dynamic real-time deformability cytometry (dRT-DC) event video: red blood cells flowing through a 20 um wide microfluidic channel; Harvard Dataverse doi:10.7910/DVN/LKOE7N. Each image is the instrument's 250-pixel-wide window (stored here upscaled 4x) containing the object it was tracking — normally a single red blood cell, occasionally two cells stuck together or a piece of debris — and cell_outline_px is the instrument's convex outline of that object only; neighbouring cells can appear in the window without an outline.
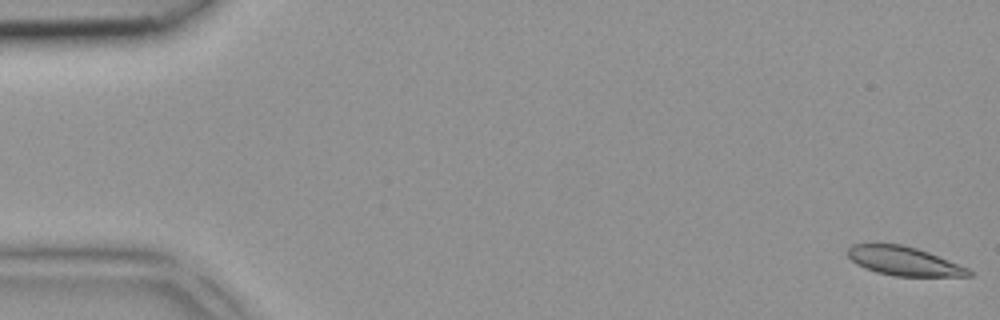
{"species": "common noctule bat (a hibernating species)", "species_latin": "Nyctalus noctula", "temperature_condition": "room temperature", "stored_images_in_passage": 4, "camera_frame_rate_fps": 3000, "um_per_image_px": 0.085, "animal": {"sex": "female", "body_mass_g": 18.4}, "frame": {"image": 1, "passage_image": 1, "time_ms": 0.0, "image_size_px": [1000, 320], "cell_outline_px": [[972, 276], [896, 276], [876, 272], [864, 268], [856, 264], [848, 256], [848, 248], [852, 244], [900, 244], [916, 248], [928, 252], [968, 268], [972, 272]], "centroid_in_image_um": [76.81, 22.2], "position_along_channel_um": 8.2, "area_um2": 20.17}}
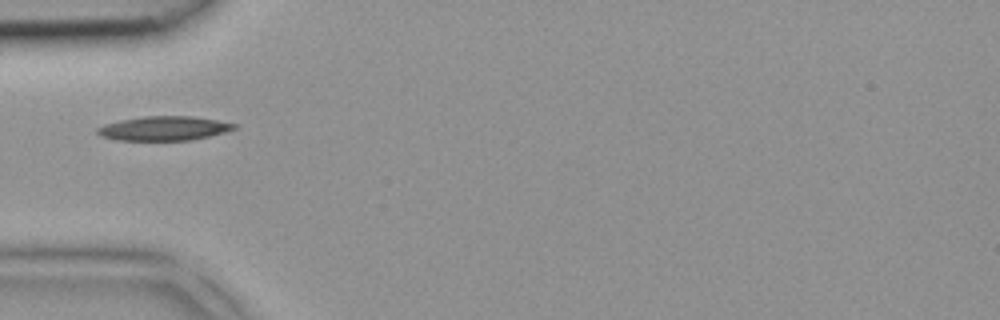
{"frame": {"image": 2, "passage_image": 4, "time_ms": 1.0, "image_size_px": [1000, 320], "cell_outline_px": [[236, 128], [224, 132], [192, 140], [116, 140], [100, 136], [96, 132], [96, 128], [104, 124], [120, 120], [144, 116], [192, 116], [216, 120], [236, 124]], "centroid_in_image_um": [13.88, 10.91], "position_along_channel_um": 71.1, "area_um2": 19.25}}